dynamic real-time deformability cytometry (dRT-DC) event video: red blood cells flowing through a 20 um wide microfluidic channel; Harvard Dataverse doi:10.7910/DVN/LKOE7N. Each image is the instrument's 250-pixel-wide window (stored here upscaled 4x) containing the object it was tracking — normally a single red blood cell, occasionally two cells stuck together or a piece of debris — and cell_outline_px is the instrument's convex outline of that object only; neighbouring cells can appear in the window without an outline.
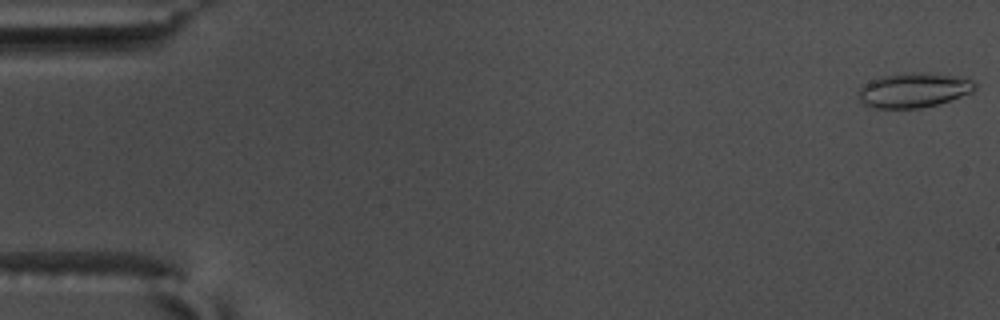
{"species": "common noctule bat (a hibernating species)", "species_latin": "Nyctalus noctula", "temperature_condition": "warm", "stored_images_in_passage": 55, "camera_frame_rate_fps": 3000, "um_per_image_px": 0.085, "animal": {"sex": "male", "body_mass_g": 17.5, "forearm_length_mm": 52.3}, "frame": {"image": 1, "passage_image": 1, "time_ms": 0.0, "image_size_px": [1000, 320], "cell_outline_px": [[976, 88], [972, 92], [936, 104], [920, 108], [872, 108], [864, 104], [860, 100], [860, 88], [864, 84], [872, 80], [884, 76], [916, 72], [928, 72], [968, 76], [976, 84]], "centroid_in_image_um": [77.73, 7.64], "position_along_channel_um": 7.3, "area_um2": 23.52}}
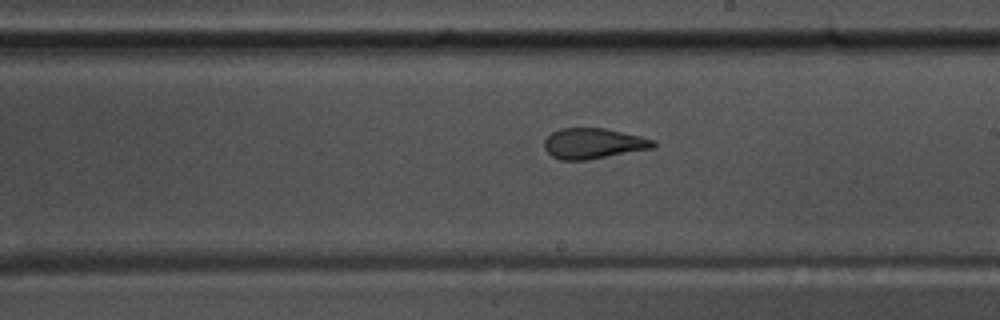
{"frame": {"image": 2, "passage_image": 32, "time_ms": 10.333, "image_size_px": [1000, 320], "cell_outline_px": [[656, 144], [652, 148], [588, 160], [560, 160], [552, 156], [544, 148], [544, 140], [552, 132], [560, 128], [604, 128], [640, 136], [656, 140]], "centroid_in_image_um": [50.42, 12.19], "position_along_channel_um": 238.6, "area_um2": 19.36}}
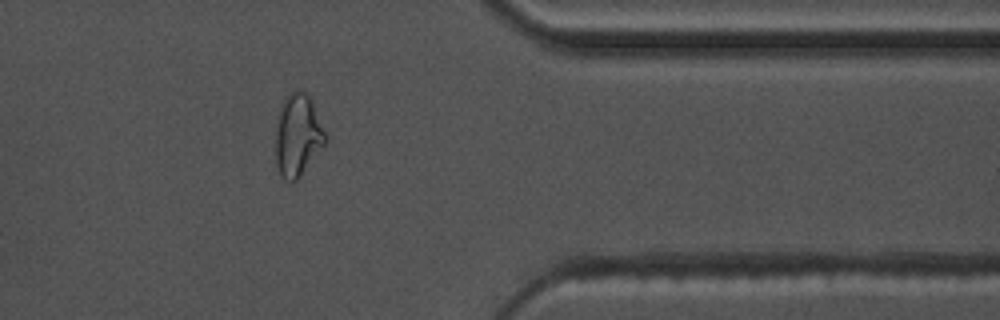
{"frame": {"image": 3, "passage_image": 45, "time_ms": 14.667, "image_size_px": [1000, 320], "cell_outline_px": [[328, 140], [300, 176], [292, 184], [284, 180], [276, 164], [276, 132], [280, 108], [284, 96], [296, 88], [304, 92], [312, 100]], "centroid_in_image_um": [25.31, 11.49], "position_along_channel_um": 386.1, "area_um2": 23.81}, "authors_computed_cell_mechanics": {"area_um2": 21.3282, "velocity_mm_per_s": 3.7349, "shape_relaxation_time_tau1_ms": null, "shape_relaxation_time_tau2_ms": 1.2504, "deformation_change_tau1": null, "deformation_change_tau2": 0.092}}